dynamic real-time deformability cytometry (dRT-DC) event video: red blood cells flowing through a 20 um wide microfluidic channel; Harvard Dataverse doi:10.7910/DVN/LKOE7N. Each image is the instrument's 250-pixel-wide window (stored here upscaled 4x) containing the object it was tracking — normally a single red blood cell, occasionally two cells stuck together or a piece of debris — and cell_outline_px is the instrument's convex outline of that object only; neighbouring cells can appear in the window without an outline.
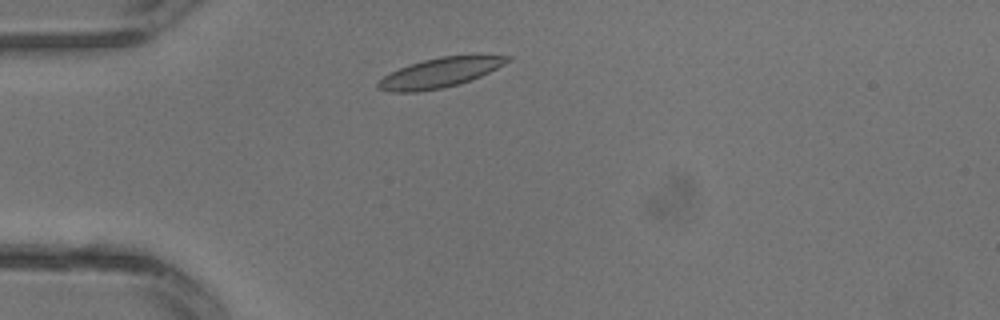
{"species": "common noctule bat (a hibernating species)", "species_latin": "Nyctalus noctula", "temperature_condition": "warm", "stored_images_in_passage": 1, "camera_frame_rate_fps": 3000, "um_per_image_px": 0.085, "animal": {"sex": "male", "body_mass_g": 13.3}, "frame": {"image": 1, "passage_image": 1, "time_ms": 0.0, "image_size_px": [1000, 320], "cell_outline_px": [[512, 56], [504, 64], [480, 76], [444, 88], [416, 92], [388, 92], [376, 88], [376, 84], [384, 76], [400, 68], [424, 60], [440, 56]], "centroid_in_image_um": [37.31, 6.2], "position_along_channel_um": 47.7, "area_um2": 21.68}}